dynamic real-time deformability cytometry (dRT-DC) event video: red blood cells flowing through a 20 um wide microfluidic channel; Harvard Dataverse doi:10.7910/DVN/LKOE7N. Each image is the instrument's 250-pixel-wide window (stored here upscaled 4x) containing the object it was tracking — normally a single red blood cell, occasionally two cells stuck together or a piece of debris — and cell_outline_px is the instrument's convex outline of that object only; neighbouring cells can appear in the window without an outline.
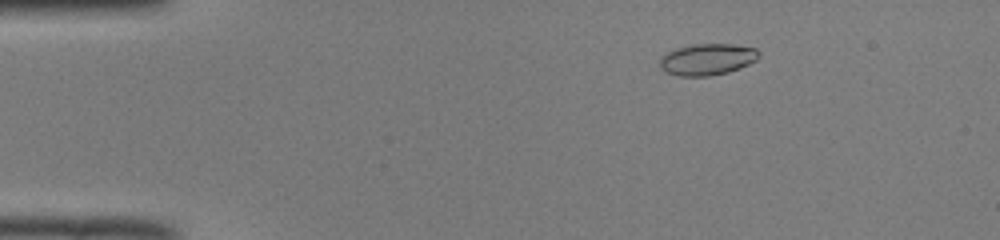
{"species": "common noctule bat (a hibernating species)", "species_latin": "Nyctalus noctula", "temperature_condition": "room temperature", "stored_images_in_passage": 52, "camera_frame_rate_fps": 3000, "um_per_image_px": 0.085, "animal": {"sex": "male", "body_mass_g": 19.0, "forearm_length_mm": 50.8}, "frame": {"image": 1, "passage_image": 9, "time_ms": 2.667, "image_size_px": [1000, 240], "cell_outline_px": [[760, 56], [756, 60], [740, 68], [728, 72], [708, 76], [680, 76], [664, 72], [660, 68], [660, 56], [676, 48], [696, 44], [732, 44], [756, 48], [760, 52]], "centroid_in_image_um": [60.11, 5.05], "position_along_channel_um": 24.9, "area_um2": 18.26}}
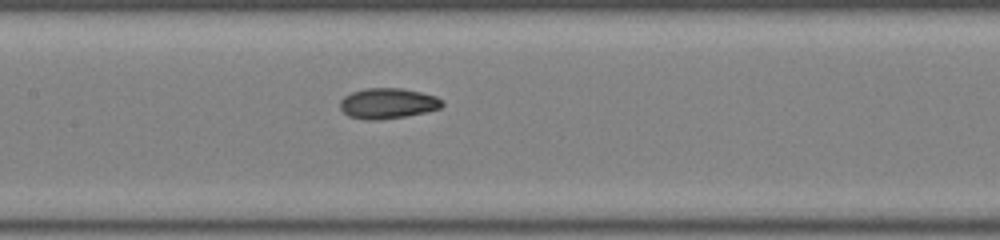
{"frame": {"image": 2, "passage_image": 26, "time_ms": 8.333, "image_size_px": [1000, 240], "cell_outline_px": [[444, 104], [440, 108], [424, 112], [404, 116], [376, 120], [364, 120], [348, 116], [340, 108], [340, 100], [344, 96], [352, 92], [364, 88], [400, 88], [420, 92], [436, 96], [444, 100]], "centroid_in_image_um": [32.94, 8.78], "position_along_channel_um": 174.5, "area_um2": 18.15}}
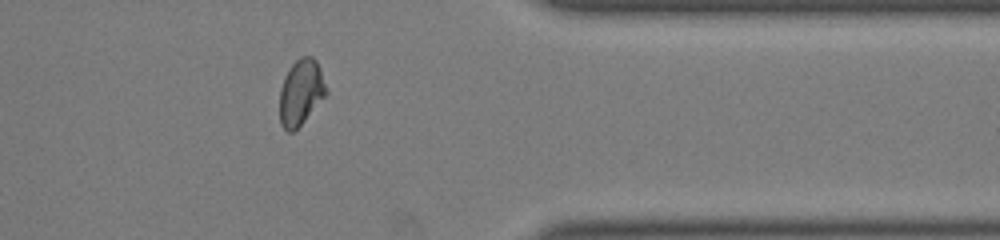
{"frame": {"image": 3, "passage_image": 43, "time_ms": 14.0, "image_size_px": [1000, 240], "cell_outline_px": [[328, 92], [300, 124], [292, 132], [288, 132], [280, 124], [280, 88], [284, 76], [292, 64], [300, 56], [312, 56], [316, 60], [320, 68]], "centroid_in_image_um": [25.56, 7.81], "position_along_channel_um": 385.8, "area_um2": 17.57}, "authors_computed_cell_mechanics": {"area_um2": 17.8891, "velocity_mm_per_s": 3.9639, "shape_relaxation_time_tau1_ms": 9.5138, "shape_relaxation_time_tau2_ms": 1.4735, "deformation_change_tau1": 0.2146, "deformation_change_tau2": 0.0572}}